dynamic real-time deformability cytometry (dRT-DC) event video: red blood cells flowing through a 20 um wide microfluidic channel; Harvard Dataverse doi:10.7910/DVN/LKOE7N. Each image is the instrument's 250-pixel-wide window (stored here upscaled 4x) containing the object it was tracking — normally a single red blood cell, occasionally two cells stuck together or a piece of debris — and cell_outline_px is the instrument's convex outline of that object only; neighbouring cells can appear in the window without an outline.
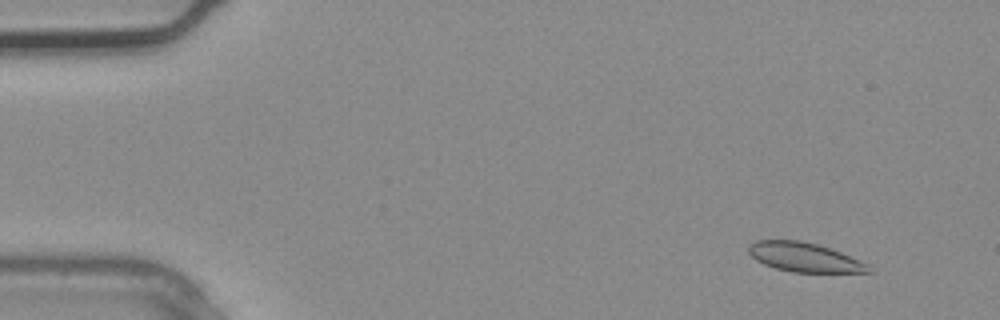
{"species": "common noctule bat (a hibernating species)", "species_latin": "Nyctalus noctula", "temperature_condition": "warm", "stored_images_in_passage": 3, "camera_frame_rate_fps": 3000, "um_per_image_px": 0.085, "animal": {"sex": "male", "body_mass_g": 20.4}, "frame": {"image": 1, "passage_image": 1, "time_ms": 0.0, "image_size_px": [1000, 320], "cell_outline_px": [[872, 272], [792, 272], [776, 268], [764, 264], [756, 260], [748, 252], [748, 244], [756, 240], [800, 240], [816, 244], [840, 252], [868, 264]], "centroid_in_image_um": [68.33, 21.86], "position_along_channel_um": 16.7, "area_um2": 20.23}}
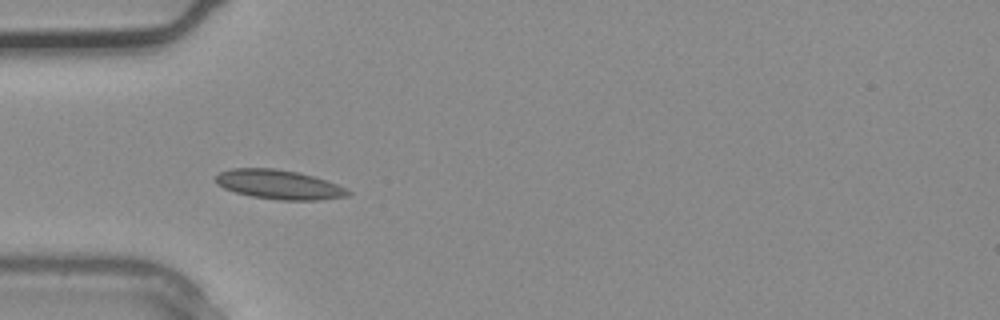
{"frame": {"image": 2, "passage_image": 3, "time_ms": 0.667, "image_size_px": [1000, 320], "cell_outline_px": [[352, 192], [348, 196], [320, 200], [280, 200], [252, 196], [236, 192], [224, 188], [216, 184], [216, 176], [220, 172], [232, 168], [276, 168], [296, 172], [312, 176], [336, 184]], "centroid_in_image_um": [23.7, 15.69], "position_along_channel_um": 61.3, "area_um2": 22.37}}